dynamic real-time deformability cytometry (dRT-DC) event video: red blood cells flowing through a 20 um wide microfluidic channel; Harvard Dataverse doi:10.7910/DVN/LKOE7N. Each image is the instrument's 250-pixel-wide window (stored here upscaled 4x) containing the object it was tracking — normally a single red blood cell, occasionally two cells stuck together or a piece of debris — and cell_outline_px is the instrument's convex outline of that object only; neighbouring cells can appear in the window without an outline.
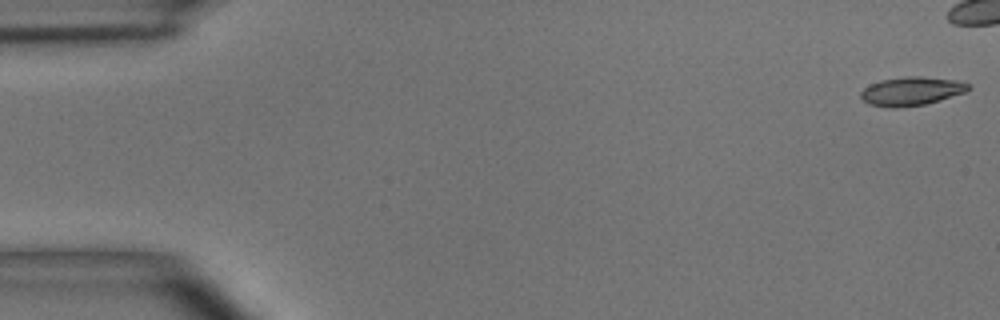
{"species": "common noctule bat (a hibernating species)", "species_latin": "Nyctalus noctula", "temperature_condition": "room temperature", "stored_images_in_passage": 6, "camera_frame_rate_fps": 3000, "um_per_image_px": 0.085, "animal": {"sex": "male", "body_mass_g": 15.6}, "frame": {"image": 1, "passage_image": 1, "time_ms": 0.0, "image_size_px": [1000, 320], "cell_outline_px": [[972, 88], [964, 92], [924, 104], [896, 108], [892, 108], [868, 104], [860, 96], [860, 92], [864, 88], [880, 80], [904, 76], [920, 76], [956, 80], [968, 84]], "centroid_in_image_um": [77.43, 7.74], "position_along_channel_um": 7.6, "area_um2": 17.74}}
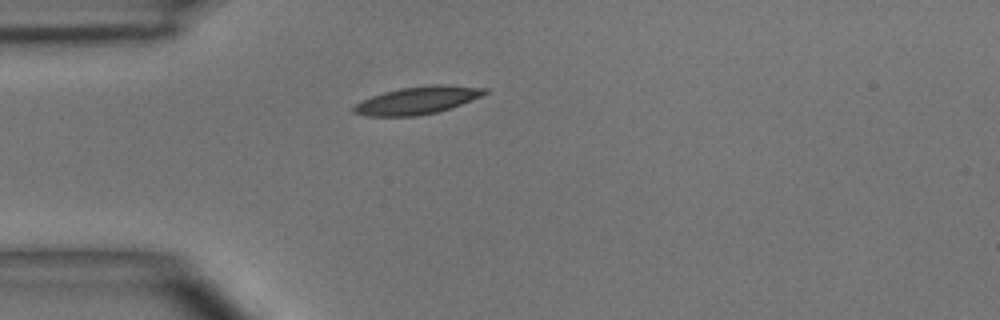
{"frame": {"image": 2, "passage_image": 6, "time_ms": 5.667, "image_size_px": [1000, 320], "cell_outline_px": [[488, 92], [480, 96], [460, 104], [436, 112], [416, 116], [364, 116], [352, 112], [352, 108], [356, 104], [372, 96], [384, 92], [400, 88], [432, 84], [444, 84], [488, 88]], "centroid_in_image_um": [35.46, 8.52], "position_along_channel_um": 49.5, "area_um2": 20.87}}